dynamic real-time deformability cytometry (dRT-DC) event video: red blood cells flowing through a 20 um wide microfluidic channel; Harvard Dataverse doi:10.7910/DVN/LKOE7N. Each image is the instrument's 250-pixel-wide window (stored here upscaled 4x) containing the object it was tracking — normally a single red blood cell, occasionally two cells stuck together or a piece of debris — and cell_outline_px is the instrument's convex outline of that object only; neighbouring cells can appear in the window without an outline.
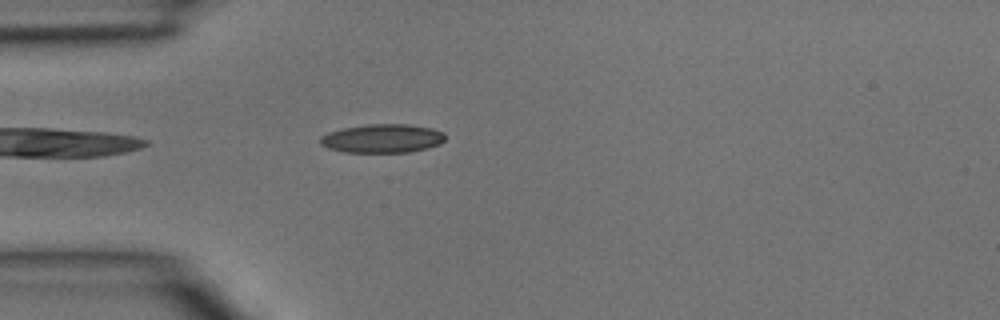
{"species": "common noctule bat (a hibernating species)", "species_latin": "Nyctalus noctula", "temperature_condition": "room temperature", "stored_images_in_passage": 2, "camera_frame_rate_fps": 3000, "um_per_image_px": 0.085, "animal": {"sex": "male", "body_mass_g": 15.6}, "frame": {"image": 1, "passage_image": 2, "time_ms": 0.333, "image_size_px": [1000, 320], "cell_outline_px": [[444, 140], [440, 144], [428, 148], [408, 152], [344, 152], [328, 148], [320, 144], [320, 136], [328, 132], [344, 128], [368, 124], [412, 124], [432, 128], [444, 132]], "centroid_in_image_um": [32.51, 11.76], "position_along_channel_um": 52.5, "area_um2": 20.98}}